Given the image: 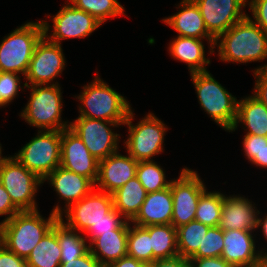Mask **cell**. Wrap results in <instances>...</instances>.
Here are the masks:
<instances>
[{
	"label": "cell",
	"mask_w": 267,
	"mask_h": 267,
	"mask_svg": "<svg viewBox=\"0 0 267 267\" xmlns=\"http://www.w3.org/2000/svg\"><path fill=\"white\" fill-rule=\"evenodd\" d=\"M215 46L223 62L246 64L267 59V33L249 15L219 35Z\"/></svg>",
	"instance_id": "obj_1"
},
{
	"label": "cell",
	"mask_w": 267,
	"mask_h": 267,
	"mask_svg": "<svg viewBox=\"0 0 267 267\" xmlns=\"http://www.w3.org/2000/svg\"><path fill=\"white\" fill-rule=\"evenodd\" d=\"M58 219L52 211L46 219L39 210L20 211L0 224V243L19 257L27 259Z\"/></svg>",
	"instance_id": "obj_2"
},
{
	"label": "cell",
	"mask_w": 267,
	"mask_h": 267,
	"mask_svg": "<svg viewBox=\"0 0 267 267\" xmlns=\"http://www.w3.org/2000/svg\"><path fill=\"white\" fill-rule=\"evenodd\" d=\"M75 98L81 103L79 116L124 124L132 110L124 96L116 92L99 75L94 81L83 86V91Z\"/></svg>",
	"instance_id": "obj_3"
},
{
	"label": "cell",
	"mask_w": 267,
	"mask_h": 267,
	"mask_svg": "<svg viewBox=\"0 0 267 267\" xmlns=\"http://www.w3.org/2000/svg\"><path fill=\"white\" fill-rule=\"evenodd\" d=\"M30 98L21 116L25 122L40 131H62L69 128L68 121H62V92L59 84L32 85Z\"/></svg>",
	"instance_id": "obj_4"
},
{
	"label": "cell",
	"mask_w": 267,
	"mask_h": 267,
	"mask_svg": "<svg viewBox=\"0 0 267 267\" xmlns=\"http://www.w3.org/2000/svg\"><path fill=\"white\" fill-rule=\"evenodd\" d=\"M201 108L225 131H230L237 116L238 100L210 71L191 73Z\"/></svg>",
	"instance_id": "obj_5"
},
{
	"label": "cell",
	"mask_w": 267,
	"mask_h": 267,
	"mask_svg": "<svg viewBox=\"0 0 267 267\" xmlns=\"http://www.w3.org/2000/svg\"><path fill=\"white\" fill-rule=\"evenodd\" d=\"M44 36L42 21L26 22L0 43V71L22 74L28 71L36 44Z\"/></svg>",
	"instance_id": "obj_6"
},
{
	"label": "cell",
	"mask_w": 267,
	"mask_h": 267,
	"mask_svg": "<svg viewBox=\"0 0 267 267\" xmlns=\"http://www.w3.org/2000/svg\"><path fill=\"white\" fill-rule=\"evenodd\" d=\"M62 131H40L13 156L42 181L61 163Z\"/></svg>",
	"instance_id": "obj_7"
},
{
	"label": "cell",
	"mask_w": 267,
	"mask_h": 267,
	"mask_svg": "<svg viewBox=\"0 0 267 267\" xmlns=\"http://www.w3.org/2000/svg\"><path fill=\"white\" fill-rule=\"evenodd\" d=\"M134 113L131 110L123 125L128 127V138L124 140L126 152L137 161L153 160L163 152L164 136L168 127L153 113L147 114L136 125L132 124Z\"/></svg>",
	"instance_id": "obj_8"
},
{
	"label": "cell",
	"mask_w": 267,
	"mask_h": 267,
	"mask_svg": "<svg viewBox=\"0 0 267 267\" xmlns=\"http://www.w3.org/2000/svg\"><path fill=\"white\" fill-rule=\"evenodd\" d=\"M0 181L20 211L38 210L35 195L43 181L13 156L7 157L2 162Z\"/></svg>",
	"instance_id": "obj_9"
},
{
	"label": "cell",
	"mask_w": 267,
	"mask_h": 267,
	"mask_svg": "<svg viewBox=\"0 0 267 267\" xmlns=\"http://www.w3.org/2000/svg\"><path fill=\"white\" fill-rule=\"evenodd\" d=\"M197 171L183 168L177 179L170 183L173 198L171 224L178 228L195 220L197 203L200 196L207 190Z\"/></svg>",
	"instance_id": "obj_10"
},
{
	"label": "cell",
	"mask_w": 267,
	"mask_h": 267,
	"mask_svg": "<svg viewBox=\"0 0 267 267\" xmlns=\"http://www.w3.org/2000/svg\"><path fill=\"white\" fill-rule=\"evenodd\" d=\"M69 124V128L81 138L86 148L98 161L119 150L120 134L112 131L111 127H119L123 124L81 116Z\"/></svg>",
	"instance_id": "obj_11"
},
{
	"label": "cell",
	"mask_w": 267,
	"mask_h": 267,
	"mask_svg": "<svg viewBox=\"0 0 267 267\" xmlns=\"http://www.w3.org/2000/svg\"><path fill=\"white\" fill-rule=\"evenodd\" d=\"M65 56L60 44L50 42L45 36L36 44L24 77L26 86L55 85L53 82L65 69ZM30 83V84H29Z\"/></svg>",
	"instance_id": "obj_12"
},
{
	"label": "cell",
	"mask_w": 267,
	"mask_h": 267,
	"mask_svg": "<svg viewBox=\"0 0 267 267\" xmlns=\"http://www.w3.org/2000/svg\"><path fill=\"white\" fill-rule=\"evenodd\" d=\"M53 32L48 33L51 29L47 21H43L44 36L53 43L60 44L64 39L69 38H84L96 29H98L102 24L96 20L89 13L76 8L70 2L66 1L59 12L53 16ZM50 34V35H48Z\"/></svg>",
	"instance_id": "obj_13"
},
{
	"label": "cell",
	"mask_w": 267,
	"mask_h": 267,
	"mask_svg": "<svg viewBox=\"0 0 267 267\" xmlns=\"http://www.w3.org/2000/svg\"><path fill=\"white\" fill-rule=\"evenodd\" d=\"M114 208L112 194L97 191L95 188L90 194L66 209L59 219L69 228L80 233L102 219ZM64 216L66 221H64Z\"/></svg>",
	"instance_id": "obj_14"
},
{
	"label": "cell",
	"mask_w": 267,
	"mask_h": 267,
	"mask_svg": "<svg viewBox=\"0 0 267 267\" xmlns=\"http://www.w3.org/2000/svg\"><path fill=\"white\" fill-rule=\"evenodd\" d=\"M253 231H224L221 257L232 267H267V252L256 250Z\"/></svg>",
	"instance_id": "obj_15"
},
{
	"label": "cell",
	"mask_w": 267,
	"mask_h": 267,
	"mask_svg": "<svg viewBox=\"0 0 267 267\" xmlns=\"http://www.w3.org/2000/svg\"><path fill=\"white\" fill-rule=\"evenodd\" d=\"M199 7L208 32L216 39L235 23L245 19L242 8L248 0H193Z\"/></svg>",
	"instance_id": "obj_16"
},
{
	"label": "cell",
	"mask_w": 267,
	"mask_h": 267,
	"mask_svg": "<svg viewBox=\"0 0 267 267\" xmlns=\"http://www.w3.org/2000/svg\"><path fill=\"white\" fill-rule=\"evenodd\" d=\"M60 166L90 179L94 184L97 181L99 161L70 128L62 130Z\"/></svg>",
	"instance_id": "obj_17"
},
{
	"label": "cell",
	"mask_w": 267,
	"mask_h": 267,
	"mask_svg": "<svg viewBox=\"0 0 267 267\" xmlns=\"http://www.w3.org/2000/svg\"><path fill=\"white\" fill-rule=\"evenodd\" d=\"M49 181L51 187L53 186L59 198L66 203L62 209L60 205L54 206L52 212L60 217L66 209L71 205L80 201L84 196H87L95 189V184L88 178L78 175L74 172L68 171L63 167H57L44 180Z\"/></svg>",
	"instance_id": "obj_18"
},
{
	"label": "cell",
	"mask_w": 267,
	"mask_h": 267,
	"mask_svg": "<svg viewBox=\"0 0 267 267\" xmlns=\"http://www.w3.org/2000/svg\"><path fill=\"white\" fill-rule=\"evenodd\" d=\"M138 162L129 154L121 155L119 151L99 160L95 188L109 194L114 193L136 176Z\"/></svg>",
	"instance_id": "obj_19"
},
{
	"label": "cell",
	"mask_w": 267,
	"mask_h": 267,
	"mask_svg": "<svg viewBox=\"0 0 267 267\" xmlns=\"http://www.w3.org/2000/svg\"><path fill=\"white\" fill-rule=\"evenodd\" d=\"M178 8L180 10L177 14L166 17L162 21L174 29L180 37L206 38L210 46V54H213L215 38L208 32L199 7L193 0H182Z\"/></svg>",
	"instance_id": "obj_20"
},
{
	"label": "cell",
	"mask_w": 267,
	"mask_h": 267,
	"mask_svg": "<svg viewBox=\"0 0 267 267\" xmlns=\"http://www.w3.org/2000/svg\"><path fill=\"white\" fill-rule=\"evenodd\" d=\"M252 201L238 195H224L222 215L219 227L223 231L243 230L255 231L257 229L258 214ZM255 229V230H254Z\"/></svg>",
	"instance_id": "obj_21"
},
{
	"label": "cell",
	"mask_w": 267,
	"mask_h": 267,
	"mask_svg": "<svg viewBox=\"0 0 267 267\" xmlns=\"http://www.w3.org/2000/svg\"><path fill=\"white\" fill-rule=\"evenodd\" d=\"M173 198L170 186L160 191L148 193L132 224L146 227L150 225L171 224Z\"/></svg>",
	"instance_id": "obj_22"
},
{
	"label": "cell",
	"mask_w": 267,
	"mask_h": 267,
	"mask_svg": "<svg viewBox=\"0 0 267 267\" xmlns=\"http://www.w3.org/2000/svg\"><path fill=\"white\" fill-rule=\"evenodd\" d=\"M244 125L247 133L245 135H257L267 137V107L253 94L238 100L237 116L232 129L235 132L238 124Z\"/></svg>",
	"instance_id": "obj_23"
},
{
	"label": "cell",
	"mask_w": 267,
	"mask_h": 267,
	"mask_svg": "<svg viewBox=\"0 0 267 267\" xmlns=\"http://www.w3.org/2000/svg\"><path fill=\"white\" fill-rule=\"evenodd\" d=\"M129 228H117L112 233H101L89 245L90 252L103 267L127 256Z\"/></svg>",
	"instance_id": "obj_24"
},
{
	"label": "cell",
	"mask_w": 267,
	"mask_h": 267,
	"mask_svg": "<svg viewBox=\"0 0 267 267\" xmlns=\"http://www.w3.org/2000/svg\"><path fill=\"white\" fill-rule=\"evenodd\" d=\"M172 40L168 47L170 55L175 60L187 63L190 74L208 71L206 65L211 62L205 56L203 39L177 36Z\"/></svg>",
	"instance_id": "obj_25"
},
{
	"label": "cell",
	"mask_w": 267,
	"mask_h": 267,
	"mask_svg": "<svg viewBox=\"0 0 267 267\" xmlns=\"http://www.w3.org/2000/svg\"><path fill=\"white\" fill-rule=\"evenodd\" d=\"M147 191L135 176L125 185L112 193L114 208L128 221L139 212Z\"/></svg>",
	"instance_id": "obj_26"
},
{
	"label": "cell",
	"mask_w": 267,
	"mask_h": 267,
	"mask_svg": "<svg viewBox=\"0 0 267 267\" xmlns=\"http://www.w3.org/2000/svg\"><path fill=\"white\" fill-rule=\"evenodd\" d=\"M26 263L27 267H60L61 248L57 237V222L33 248Z\"/></svg>",
	"instance_id": "obj_27"
},
{
	"label": "cell",
	"mask_w": 267,
	"mask_h": 267,
	"mask_svg": "<svg viewBox=\"0 0 267 267\" xmlns=\"http://www.w3.org/2000/svg\"><path fill=\"white\" fill-rule=\"evenodd\" d=\"M150 233L153 262L179 255L177 248V229L172 224L150 225L145 227Z\"/></svg>",
	"instance_id": "obj_28"
},
{
	"label": "cell",
	"mask_w": 267,
	"mask_h": 267,
	"mask_svg": "<svg viewBox=\"0 0 267 267\" xmlns=\"http://www.w3.org/2000/svg\"><path fill=\"white\" fill-rule=\"evenodd\" d=\"M210 227L203 223L192 220L179 226L177 229V248L179 255L190 259L198 249H202V241Z\"/></svg>",
	"instance_id": "obj_29"
},
{
	"label": "cell",
	"mask_w": 267,
	"mask_h": 267,
	"mask_svg": "<svg viewBox=\"0 0 267 267\" xmlns=\"http://www.w3.org/2000/svg\"><path fill=\"white\" fill-rule=\"evenodd\" d=\"M78 231L67 227L60 219L57 220V237L61 248V263L77 259L89 250L86 238Z\"/></svg>",
	"instance_id": "obj_30"
},
{
	"label": "cell",
	"mask_w": 267,
	"mask_h": 267,
	"mask_svg": "<svg viewBox=\"0 0 267 267\" xmlns=\"http://www.w3.org/2000/svg\"><path fill=\"white\" fill-rule=\"evenodd\" d=\"M224 194L206 190L199 198L195 220L209 227L219 226L222 215Z\"/></svg>",
	"instance_id": "obj_31"
},
{
	"label": "cell",
	"mask_w": 267,
	"mask_h": 267,
	"mask_svg": "<svg viewBox=\"0 0 267 267\" xmlns=\"http://www.w3.org/2000/svg\"><path fill=\"white\" fill-rule=\"evenodd\" d=\"M127 255L143 263H153L150 233L145 227L134 224L131 227L129 222Z\"/></svg>",
	"instance_id": "obj_32"
},
{
	"label": "cell",
	"mask_w": 267,
	"mask_h": 267,
	"mask_svg": "<svg viewBox=\"0 0 267 267\" xmlns=\"http://www.w3.org/2000/svg\"><path fill=\"white\" fill-rule=\"evenodd\" d=\"M136 177L147 193L163 190L170 186L171 180H166L165 171L154 160L139 161Z\"/></svg>",
	"instance_id": "obj_33"
},
{
	"label": "cell",
	"mask_w": 267,
	"mask_h": 267,
	"mask_svg": "<svg viewBox=\"0 0 267 267\" xmlns=\"http://www.w3.org/2000/svg\"><path fill=\"white\" fill-rule=\"evenodd\" d=\"M68 2L89 13L101 24L108 18L125 15V9L118 0H69Z\"/></svg>",
	"instance_id": "obj_34"
},
{
	"label": "cell",
	"mask_w": 267,
	"mask_h": 267,
	"mask_svg": "<svg viewBox=\"0 0 267 267\" xmlns=\"http://www.w3.org/2000/svg\"><path fill=\"white\" fill-rule=\"evenodd\" d=\"M242 143L244 155L251 164L267 168V137L245 135Z\"/></svg>",
	"instance_id": "obj_35"
},
{
	"label": "cell",
	"mask_w": 267,
	"mask_h": 267,
	"mask_svg": "<svg viewBox=\"0 0 267 267\" xmlns=\"http://www.w3.org/2000/svg\"><path fill=\"white\" fill-rule=\"evenodd\" d=\"M129 222L126 220L115 208H113L108 214L107 218L100 220L99 222L92 224L87 231L83 234L87 238H90L89 244L101 233H112L117 228H129Z\"/></svg>",
	"instance_id": "obj_36"
},
{
	"label": "cell",
	"mask_w": 267,
	"mask_h": 267,
	"mask_svg": "<svg viewBox=\"0 0 267 267\" xmlns=\"http://www.w3.org/2000/svg\"><path fill=\"white\" fill-rule=\"evenodd\" d=\"M223 243L224 231L219 226L210 227L202 241V249H198L191 258L221 257L224 249Z\"/></svg>",
	"instance_id": "obj_37"
},
{
	"label": "cell",
	"mask_w": 267,
	"mask_h": 267,
	"mask_svg": "<svg viewBox=\"0 0 267 267\" xmlns=\"http://www.w3.org/2000/svg\"><path fill=\"white\" fill-rule=\"evenodd\" d=\"M20 76L14 72H1L0 71V95L1 99L9 105L15 97L19 94L18 92L22 88L26 87L25 84L20 86Z\"/></svg>",
	"instance_id": "obj_38"
},
{
	"label": "cell",
	"mask_w": 267,
	"mask_h": 267,
	"mask_svg": "<svg viewBox=\"0 0 267 267\" xmlns=\"http://www.w3.org/2000/svg\"><path fill=\"white\" fill-rule=\"evenodd\" d=\"M253 73L256 83L252 94L267 107V64L255 68Z\"/></svg>",
	"instance_id": "obj_39"
},
{
	"label": "cell",
	"mask_w": 267,
	"mask_h": 267,
	"mask_svg": "<svg viewBox=\"0 0 267 267\" xmlns=\"http://www.w3.org/2000/svg\"><path fill=\"white\" fill-rule=\"evenodd\" d=\"M248 5L253 15L249 18L267 33V0H248Z\"/></svg>",
	"instance_id": "obj_40"
},
{
	"label": "cell",
	"mask_w": 267,
	"mask_h": 267,
	"mask_svg": "<svg viewBox=\"0 0 267 267\" xmlns=\"http://www.w3.org/2000/svg\"><path fill=\"white\" fill-rule=\"evenodd\" d=\"M20 210L13 204L9 194L6 192L0 181V216H6L1 223L8 221Z\"/></svg>",
	"instance_id": "obj_41"
},
{
	"label": "cell",
	"mask_w": 267,
	"mask_h": 267,
	"mask_svg": "<svg viewBox=\"0 0 267 267\" xmlns=\"http://www.w3.org/2000/svg\"><path fill=\"white\" fill-rule=\"evenodd\" d=\"M0 267H27L26 259L19 257L0 243Z\"/></svg>",
	"instance_id": "obj_42"
},
{
	"label": "cell",
	"mask_w": 267,
	"mask_h": 267,
	"mask_svg": "<svg viewBox=\"0 0 267 267\" xmlns=\"http://www.w3.org/2000/svg\"><path fill=\"white\" fill-rule=\"evenodd\" d=\"M60 267H103L97 258L88 250L84 255L77 259L67 260L61 263Z\"/></svg>",
	"instance_id": "obj_43"
},
{
	"label": "cell",
	"mask_w": 267,
	"mask_h": 267,
	"mask_svg": "<svg viewBox=\"0 0 267 267\" xmlns=\"http://www.w3.org/2000/svg\"><path fill=\"white\" fill-rule=\"evenodd\" d=\"M192 267H232L222 257L190 258Z\"/></svg>",
	"instance_id": "obj_44"
},
{
	"label": "cell",
	"mask_w": 267,
	"mask_h": 267,
	"mask_svg": "<svg viewBox=\"0 0 267 267\" xmlns=\"http://www.w3.org/2000/svg\"><path fill=\"white\" fill-rule=\"evenodd\" d=\"M152 267H192L190 260L180 255L168 258V259H158L152 263Z\"/></svg>",
	"instance_id": "obj_45"
},
{
	"label": "cell",
	"mask_w": 267,
	"mask_h": 267,
	"mask_svg": "<svg viewBox=\"0 0 267 267\" xmlns=\"http://www.w3.org/2000/svg\"><path fill=\"white\" fill-rule=\"evenodd\" d=\"M142 264V261L127 255L117 261L109 263L106 267H140Z\"/></svg>",
	"instance_id": "obj_46"
},
{
	"label": "cell",
	"mask_w": 267,
	"mask_h": 267,
	"mask_svg": "<svg viewBox=\"0 0 267 267\" xmlns=\"http://www.w3.org/2000/svg\"><path fill=\"white\" fill-rule=\"evenodd\" d=\"M259 228H261L262 234L264 235L267 241V214L263 216V218L259 217L258 214L257 229Z\"/></svg>",
	"instance_id": "obj_47"
},
{
	"label": "cell",
	"mask_w": 267,
	"mask_h": 267,
	"mask_svg": "<svg viewBox=\"0 0 267 267\" xmlns=\"http://www.w3.org/2000/svg\"><path fill=\"white\" fill-rule=\"evenodd\" d=\"M7 158V156H2V146L0 144V168H1V165H2V162Z\"/></svg>",
	"instance_id": "obj_48"
},
{
	"label": "cell",
	"mask_w": 267,
	"mask_h": 267,
	"mask_svg": "<svg viewBox=\"0 0 267 267\" xmlns=\"http://www.w3.org/2000/svg\"><path fill=\"white\" fill-rule=\"evenodd\" d=\"M6 103L1 99V95H0V107H6Z\"/></svg>",
	"instance_id": "obj_49"
},
{
	"label": "cell",
	"mask_w": 267,
	"mask_h": 267,
	"mask_svg": "<svg viewBox=\"0 0 267 267\" xmlns=\"http://www.w3.org/2000/svg\"><path fill=\"white\" fill-rule=\"evenodd\" d=\"M140 267H152V263H143Z\"/></svg>",
	"instance_id": "obj_50"
}]
</instances>
